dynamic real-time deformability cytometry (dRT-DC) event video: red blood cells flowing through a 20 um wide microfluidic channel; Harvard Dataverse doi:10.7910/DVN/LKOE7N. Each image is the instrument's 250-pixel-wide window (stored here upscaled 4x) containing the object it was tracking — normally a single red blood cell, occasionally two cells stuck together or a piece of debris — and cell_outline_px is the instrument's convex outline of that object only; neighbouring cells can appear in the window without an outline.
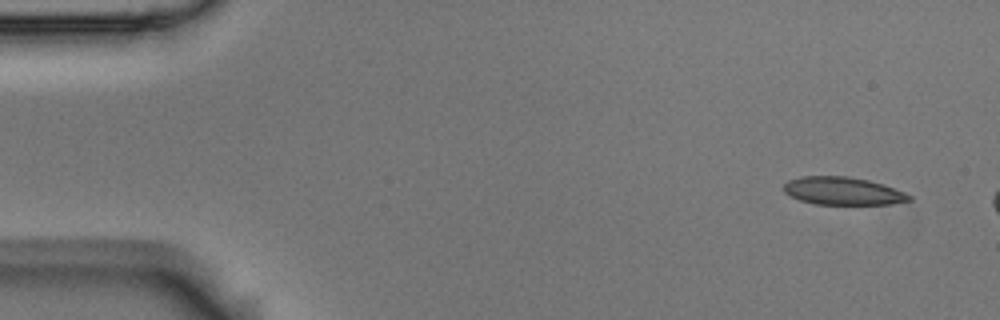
{"species": "Egyptian fruit bat (a non-hibernating species)", "species_latin": "Rousettus aegyptiacus", "temperature_condition": "room temperature", "stored_images_in_passage": 3, "camera_frame_rate_fps": 3000, "um_per_image_px": 0.085, "animal": {"sex": "male"}, "frame": {"image": 1, "passage_image": 1, "time_ms": 0.0, "image_size_px": [1000, 320], "cell_outline_px": [[912, 200], [888, 204], [816, 204], [800, 200], [784, 192], [784, 184], [788, 180], [800, 176], [848, 176], [868, 180], [884, 184], [904, 192], [912, 196]], "centroid_in_image_um": [71.64, 16.22], "position_along_channel_um": 13.4, "area_um2": 20.29}}